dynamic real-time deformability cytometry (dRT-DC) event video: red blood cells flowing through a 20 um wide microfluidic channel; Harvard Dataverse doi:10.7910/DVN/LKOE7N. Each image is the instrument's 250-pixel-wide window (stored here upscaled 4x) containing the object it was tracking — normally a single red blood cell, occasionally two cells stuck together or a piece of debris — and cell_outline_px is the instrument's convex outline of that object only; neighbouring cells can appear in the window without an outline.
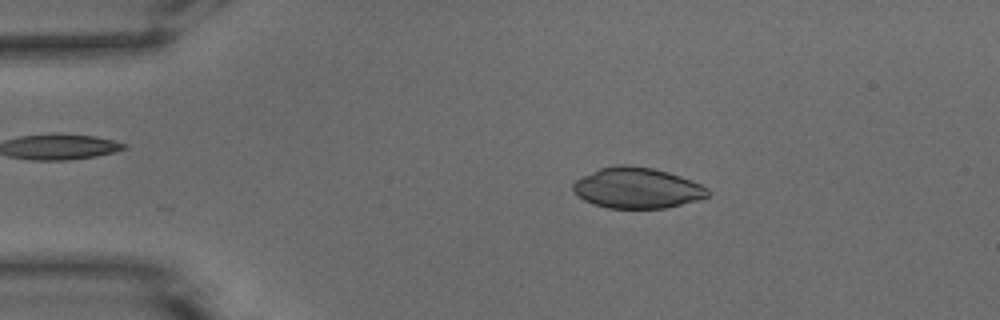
{"species": "common noctule bat (a hibernating species)", "species_latin": "Nyctalus noctula", "temperature_condition": "warm", "stored_images_in_passage": 51, "camera_frame_rate_fps": 3000, "um_per_image_px": 0.085, "animal": {"sex": "male", "body_mass_g": 15.6}, "frame": {"image": 1, "passage_image": 9, "time_ms": 2.667, "image_size_px": [1000, 320], "cell_outline_px": [[712, 192], [708, 196], [696, 200], [664, 208], [608, 208], [584, 200], [572, 188], [572, 184], [576, 180], [600, 168], [616, 164], [628, 164], [652, 168], [668, 172], [692, 180], [708, 188]], "centroid_in_image_um": [54.18, 15.96], "position_along_channel_um": 30.8, "area_um2": 31.73}}
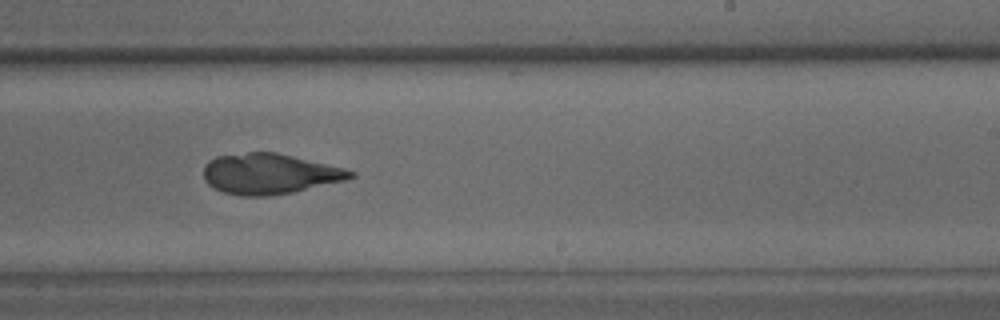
{"frame": {"image": 2, "passage_image": 31, "time_ms": 10.0, "image_size_px": [1000, 320], "cell_outline_px": [[356, 176], [344, 180], [292, 192], [268, 196], [240, 196], [224, 192], [212, 188], [204, 180], [204, 164], [208, 160], [216, 156], [248, 152], [276, 152], [344, 168], [356, 172]], "centroid_in_image_um": [22.86, 14.77], "position_along_channel_um": 266.1, "area_um2": 34.62}}
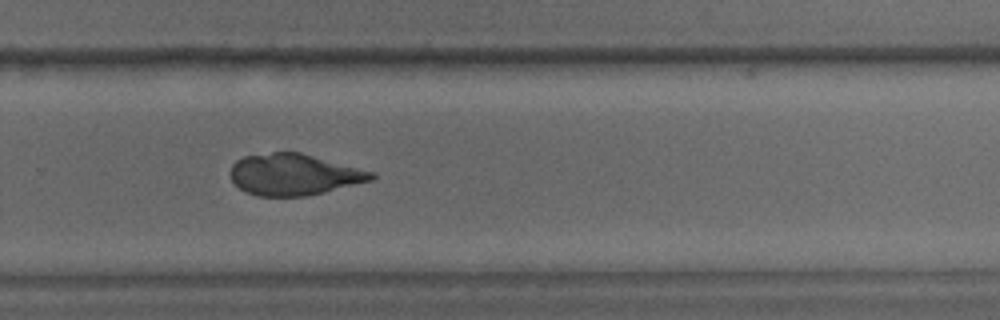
{"frame": {"image": 3, "passage_image": 34, "time_ms": 11.0, "image_size_px": [1000, 320], "cell_outline_px": [[376, 176], [372, 180], [324, 192], [304, 196], [256, 196], [244, 192], [232, 180], [228, 172], [232, 164], [236, 160], [244, 156], [272, 152], [300, 152], [376, 172]], "centroid_in_image_um": [24.96, 14.83], "position_along_channel_um": 304.8, "area_um2": 34.16}}